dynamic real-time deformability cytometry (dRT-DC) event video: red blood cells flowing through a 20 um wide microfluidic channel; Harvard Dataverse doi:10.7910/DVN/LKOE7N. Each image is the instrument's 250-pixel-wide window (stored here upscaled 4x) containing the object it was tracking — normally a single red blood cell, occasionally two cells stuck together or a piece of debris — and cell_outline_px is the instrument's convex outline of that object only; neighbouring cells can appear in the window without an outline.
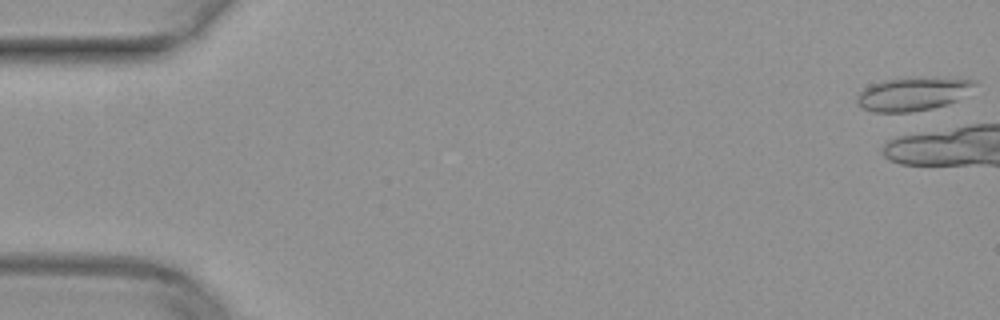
{"species": "common noctule bat (a hibernating species)", "species_latin": "Nyctalus noctula", "temperature_condition": "warm", "stored_images_in_passage": 4, "camera_frame_rate_fps": 3000, "um_per_image_px": 0.085, "animal": {"sex": "female", "body_mass_g": 29.2, "forearm_length_mm": 56.3}, "frame": {"image": 1, "passage_image": 1, "time_ms": 0.0, "image_size_px": [1000, 320], "cell_outline_px": [[976, 84], [956, 100], [948, 104], [932, 108], [912, 112], [872, 112], [860, 108], [856, 100], [856, 96], [864, 88], [872, 84], [884, 80], [960, 76], [976, 80]], "centroid_in_image_um": [77.59, 7.98], "position_along_channel_um": 7.4, "area_um2": 23.0}}